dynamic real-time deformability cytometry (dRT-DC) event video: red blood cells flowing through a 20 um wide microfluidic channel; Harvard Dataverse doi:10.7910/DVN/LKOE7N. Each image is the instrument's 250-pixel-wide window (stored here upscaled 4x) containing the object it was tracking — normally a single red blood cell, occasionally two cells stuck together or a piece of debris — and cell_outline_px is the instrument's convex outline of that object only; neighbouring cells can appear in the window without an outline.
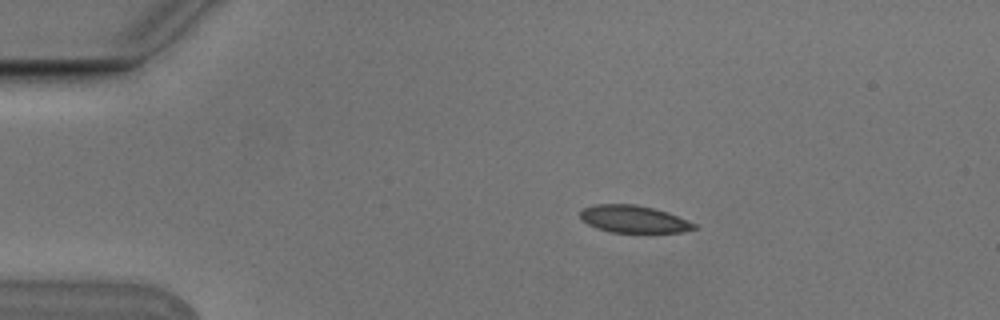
{"species": "Egyptian fruit bat (a non-hibernating species)", "species_latin": "Rousettus aegyptiacus", "temperature_condition": "cold", "stored_images_in_passage": 6, "camera_frame_rate_fps": 3000, "um_per_image_px": 0.085, "animal": {"sex": "male"}, "frame": {"image": 1, "passage_image": 3, "time_ms": 0.667, "image_size_px": [1000, 320], "cell_outline_px": [[700, 228], [680, 232], [608, 232], [596, 228], [580, 220], [580, 212], [584, 208], [596, 204], [632, 204], [652, 208], [676, 216], [696, 224]], "centroid_in_image_um": [53.82, 18.63], "position_along_channel_um": 31.2, "area_um2": 17.92}}
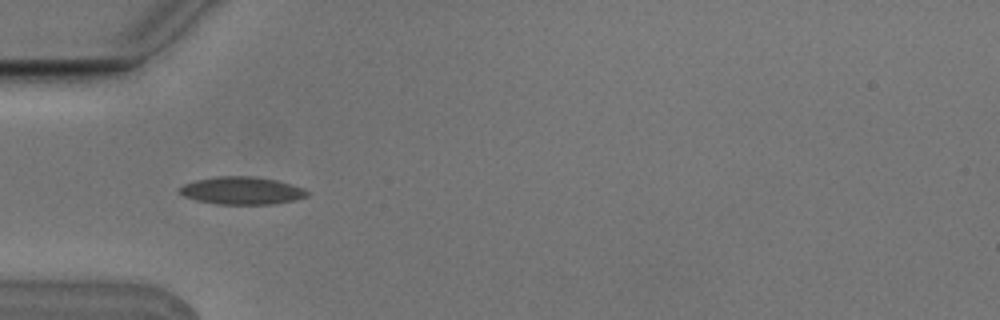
{"frame": {"image": 2, "passage_image": 5, "time_ms": 1.333, "image_size_px": [1000, 320], "cell_outline_px": [[308, 196], [296, 200], [272, 204], [216, 204], [196, 200], [184, 196], [176, 188], [184, 184], [196, 180], [216, 176], [252, 176], [276, 180], [292, 184], [304, 188], [308, 192]], "centroid_in_image_um": [20.55, 16.2], "position_along_channel_um": 64.4, "area_um2": 20.63}}